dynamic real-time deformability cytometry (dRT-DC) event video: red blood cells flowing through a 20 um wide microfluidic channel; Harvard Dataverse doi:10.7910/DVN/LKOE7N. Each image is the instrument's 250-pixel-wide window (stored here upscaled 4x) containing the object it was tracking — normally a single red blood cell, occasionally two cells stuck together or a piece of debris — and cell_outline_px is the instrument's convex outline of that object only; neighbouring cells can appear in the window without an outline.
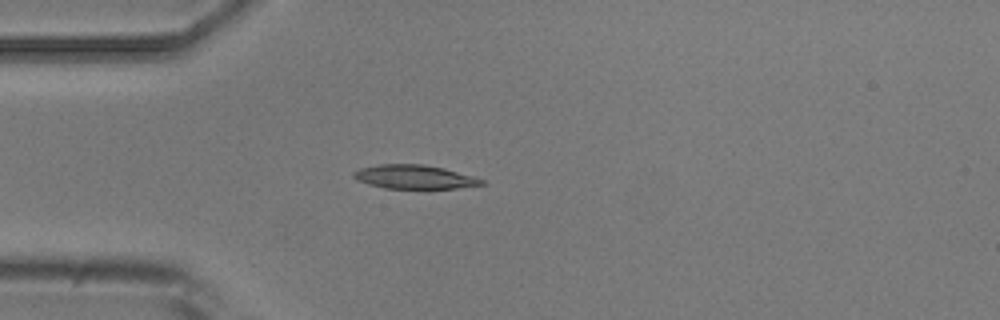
{"species": "common noctule bat (a hibernating species)", "species_latin": "Nyctalus noctula", "temperature_condition": "room temperature", "stored_images_in_passage": 4, "camera_frame_rate_fps": 3000, "um_per_image_px": 0.085, "animal": {"sex": "male", "body_mass_g": 20.5, "forearm_length_mm": 52.5}, "frame": {"image": 1, "passage_image": 4, "time_ms": 4.333, "image_size_px": [1000, 320], "cell_outline_px": [[484, 184], [456, 188], [384, 188], [368, 184], [356, 180], [352, 176], [352, 172], [360, 168], [376, 164], [424, 164], [444, 168], [472, 176], [484, 180]], "centroid_in_image_um": [35.16, 15.03], "position_along_channel_um": 49.8, "area_um2": 17.74}}